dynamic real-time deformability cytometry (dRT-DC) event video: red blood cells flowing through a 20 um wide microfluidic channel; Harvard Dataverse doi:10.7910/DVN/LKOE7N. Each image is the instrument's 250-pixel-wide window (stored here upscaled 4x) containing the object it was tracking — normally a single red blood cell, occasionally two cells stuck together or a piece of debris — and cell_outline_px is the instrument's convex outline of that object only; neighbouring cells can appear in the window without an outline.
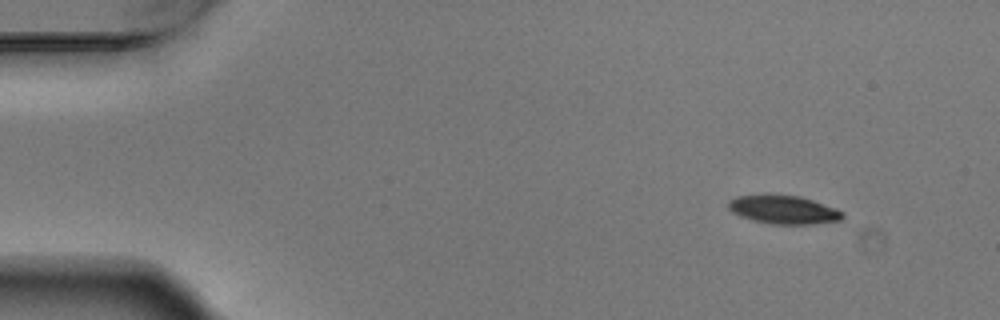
{"species": "Egyptian fruit bat (a non-hibernating species)", "species_latin": "Rousettus aegyptiacus", "temperature_condition": "warm", "stored_images_in_passage": 4, "camera_frame_rate_fps": 3000, "um_per_image_px": 0.085, "animal": {"sex": "male"}, "frame": {"image": 1, "passage_image": 1, "time_ms": 0.0, "image_size_px": [1000, 320], "cell_outline_px": [[844, 216], [840, 220], [808, 224], [768, 224], [752, 220], [740, 216], [732, 212], [728, 208], [728, 200], [736, 196], [768, 192], [800, 196], [836, 208], [844, 212]], "centroid_in_image_um": [66.53, 17.78], "position_along_channel_um": 18.5, "area_um2": 19.54}}
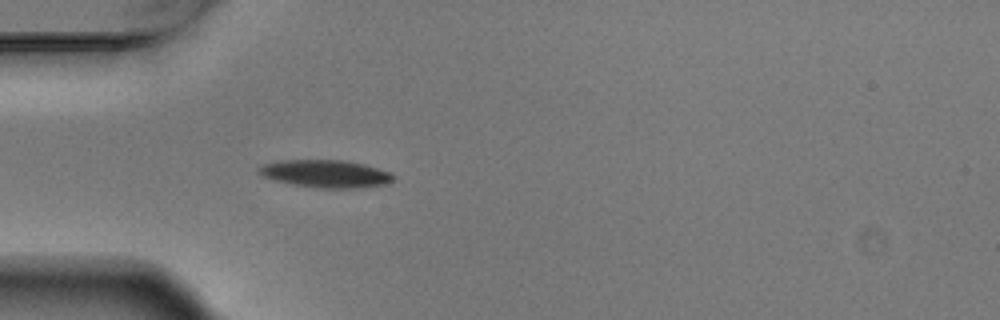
{"frame": {"image": 2, "passage_image": 4, "time_ms": 1.0, "image_size_px": [1000, 320], "cell_outline_px": [[392, 180], [384, 184], [356, 188], [316, 188], [292, 184], [272, 180], [256, 172], [256, 168], [264, 164], [280, 160], [344, 160], [364, 164], [388, 172], [392, 176]], "centroid_in_image_um": [27.58, 14.76], "position_along_channel_um": 57.4, "area_um2": 21.5}}